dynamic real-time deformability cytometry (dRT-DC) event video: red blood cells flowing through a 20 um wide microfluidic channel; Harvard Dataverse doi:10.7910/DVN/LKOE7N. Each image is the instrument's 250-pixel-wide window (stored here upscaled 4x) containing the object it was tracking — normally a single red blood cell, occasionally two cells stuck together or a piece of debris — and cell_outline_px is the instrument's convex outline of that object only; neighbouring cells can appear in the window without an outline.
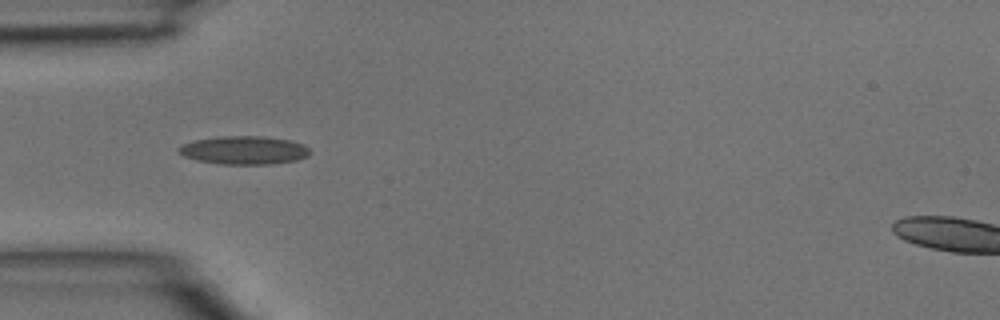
{"species": "common noctule bat (a hibernating species)", "species_latin": "Nyctalus noctula", "temperature_condition": "room temperature", "stored_images_in_passage": 4, "camera_frame_rate_fps": 3000, "um_per_image_px": 0.085, "animal": {"sex": "male", "body_mass_g": 15.6}, "frame": {"image": 1, "passage_image": 2, "time_ms": 0.333, "image_size_px": [1000, 320], "cell_outline_px": [[312, 152], [308, 156], [296, 160], [268, 164], [220, 164], [196, 160], [184, 156], [176, 148], [180, 144], [196, 140], [224, 136], [264, 136], [288, 140], [304, 144]], "centroid_in_image_um": [20.74, 12.76], "position_along_channel_um": 64.3, "area_um2": 21.62}}